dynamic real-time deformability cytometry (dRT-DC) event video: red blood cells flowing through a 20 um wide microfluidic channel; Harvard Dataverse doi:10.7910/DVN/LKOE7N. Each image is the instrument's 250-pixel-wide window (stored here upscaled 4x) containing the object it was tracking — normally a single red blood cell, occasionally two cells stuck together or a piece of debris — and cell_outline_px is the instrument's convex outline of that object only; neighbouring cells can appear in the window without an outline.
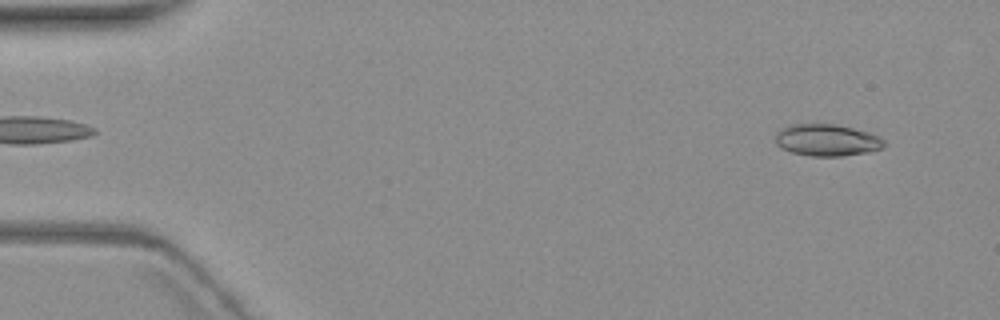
{"species": "common noctule bat (a hibernating species)", "species_latin": "Nyctalus noctula", "temperature_condition": "warm", "stored_images_in_passage": 5, "camera_frame_rate_fps": 3000, "um_per_image_px": 0.085, "animal": {"sex": "female", "body_mass_g": 19.3, "forearm_length_mm": 54.1}, "frame": {"image": 1, "passage_image": 1, "time_ms": 0.0, "image_size_px": [1000, 320], "cell_outline_px": [[884, 148], [872, 152], [840, 156], [808, 156], [792, 152], [780, 148], [776, 144], [776, 136], [780, 128], [788, 124], [836, 124], [868, 132], [880, 136], [884, 140]], "centroid_in_image_um": [70.29, 11.91], "position_along_channel_um": 14.7, "area_um2": 20.4}}
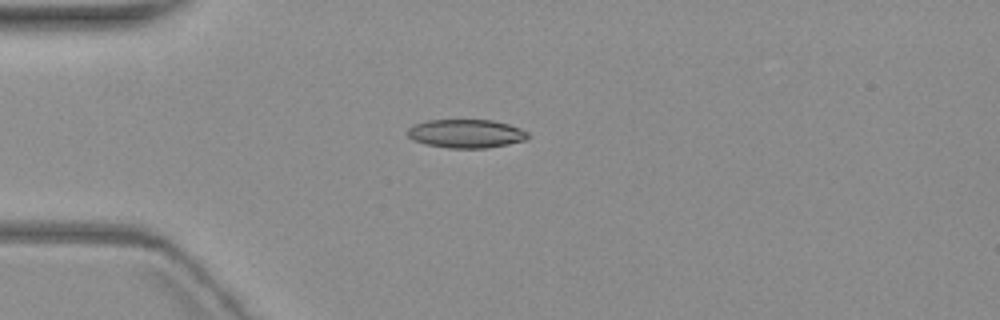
{"frame": {"image": 2, "passage_image": 4, "time_ms": 3.667, "image_size_px": [1000, 320], "cell_outline_px": [[528, 136], [524, 140], [508, 144], [488, 148], [448, 148], [428, 144], [412, 140], [408, 136], [408, 128], [412, 124], [428, 120], [492, 120], [508, 124], [520, 128], [528, 132]], "centroid_in_image_um": [39.6, 11.35], "position_along_channel_um": 45.4, "area_um2": 20.0}}